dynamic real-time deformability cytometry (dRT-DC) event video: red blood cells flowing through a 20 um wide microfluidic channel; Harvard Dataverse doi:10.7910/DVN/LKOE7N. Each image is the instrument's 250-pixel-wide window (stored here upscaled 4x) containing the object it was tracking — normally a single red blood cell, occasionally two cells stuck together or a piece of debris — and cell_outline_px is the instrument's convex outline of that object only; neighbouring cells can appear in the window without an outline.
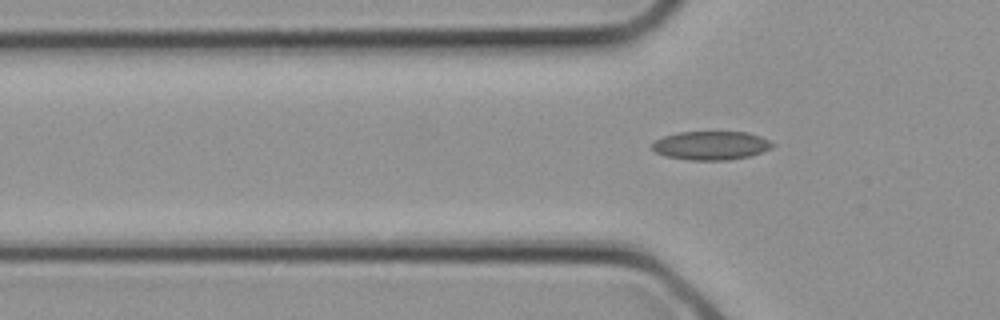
{"species": "common noctule bat (a hibernating species)", "species_latin": "Nyctalus noctula", "temperature_condition": "cold", "stored_images_in_passage": 6, "segment_of_instrument_passage": [2, 2], "camera_frame_rate_fps": 3000, "um_per_image_px": 0.085, "animal": {"sex": "female", "body_mass_g": 21.9}, "frame": {"image": 1, "passage_image": 6, "time_ms": 1.667, "image_size_px": [1000, 320], "cell_outline_px": [[776, 144], [772, 148], [748, 156], [728, 160], [688, 160], [664, 156], [656, 152], [652, 148], [652, 144], [656, 140], [664, 136], [676, 132], [748, 132], [760, 136]], "centroid_in_image_um": [60.43, 12.36], "position_along_channel_um": 65.4, "area_um2": 20.11}}